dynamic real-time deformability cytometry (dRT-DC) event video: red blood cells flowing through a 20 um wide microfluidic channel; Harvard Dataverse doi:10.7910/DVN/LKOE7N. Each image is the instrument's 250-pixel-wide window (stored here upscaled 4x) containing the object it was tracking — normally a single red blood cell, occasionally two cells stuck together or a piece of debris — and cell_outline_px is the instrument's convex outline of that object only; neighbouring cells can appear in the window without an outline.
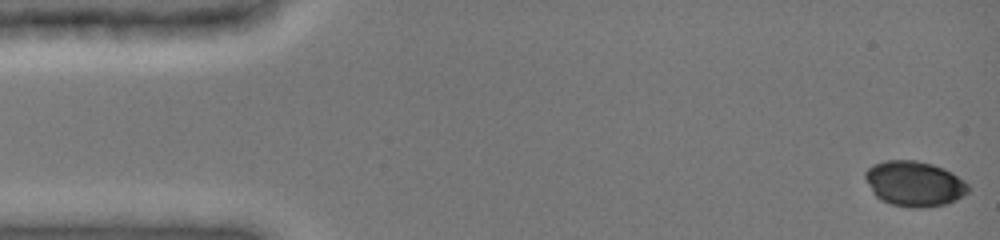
{"species": "common noctule bat (a hibernating species)", "species_latin": "Nyctalus noctula", "temperature_condition": "cold", "stored_images_in_passage": 45, "camera_frame_rate_fps": 3000, "um_per_image_px": 0.085, "animal": {"sex": "female", "body_mass_g": 19.0, "forearm_length_mm": 51.5}, "frame": {"image": 1, "passage_image": 1, "time_ms": 0.0, "image_size_px": [1000, 240], "cell_outline_px": [[968, 192], [956, 200], [944, 204], [920, 208], [912, 208], [892, 204], [876, 196], [872, 192], [864, 176], [864, 172], [868, 168], [876, 164], [888, 160], [916, 160], [932, 164], [952, 172], [968, 184]], "centroid_in_image_um": [77.72, 15.61], "position_along_channel_um": 7.3, "area_um2": 26.88}}
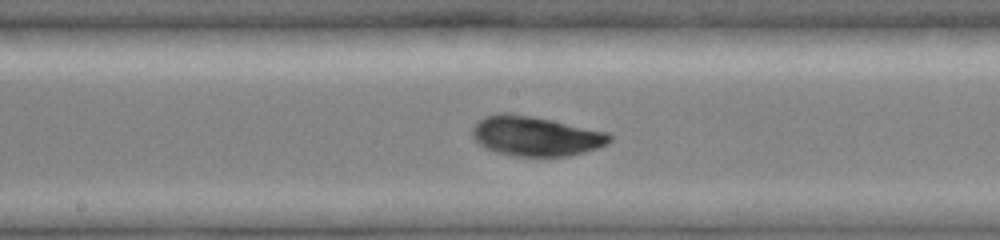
{"frame": {"image": 2, "passage_image": 25, "time_ms": 8.0, "image_size_px": [1000, 240], "cell_outline_px": [[612, 140], [608, 144], [584, 152], [568, 156], [512, 156], [496, 152], [480, 144], [472, 136], [472, 128], [484, 116], [500, 112], [512, 112], [532, 116], [608, 132], [612, 136]], "centroid_in_image_um": [45.53, 11.56], "position_along_channel_um": 202.7, "area_um2": 31.79}}
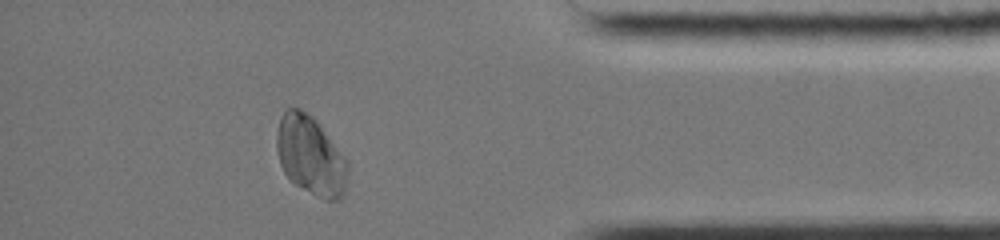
{"frame": {"image": 3, "passage_image": 42, "time_ms": 13.667, "image_size_px": [1000, 240], "cell_outline_px": [[348, 180], [344, 196], [340, 200], [324, 200], [316, 196], [296, 184], [284, 172], [280, 164], [276, 148], [276, 132], [280, 116], [288, 108], [300, 108], [312, 116], [316, 120], [344, 156], [348, 164]], "centroid_in_image_um": [26.41, 13.24], "position_along_channel_um": 408.8, "area_um2": 32.89}}